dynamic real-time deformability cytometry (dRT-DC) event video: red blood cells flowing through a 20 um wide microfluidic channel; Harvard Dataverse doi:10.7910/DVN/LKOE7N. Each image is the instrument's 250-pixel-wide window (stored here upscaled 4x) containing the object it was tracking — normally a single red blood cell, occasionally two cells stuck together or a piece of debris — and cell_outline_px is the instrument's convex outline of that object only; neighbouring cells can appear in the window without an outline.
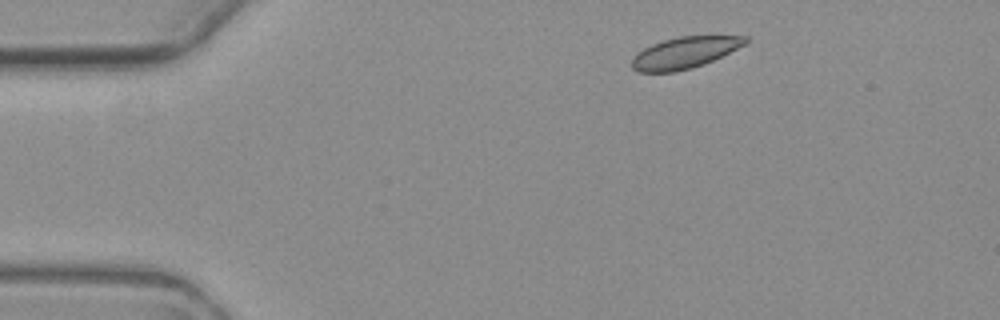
{"species": "common noctule bat (a hibernating species)", "species_latin": "Nyctalus noctula", "temperature_condition": "warm", "stored_images_in_passage": 3, "camera_frame_rate_fps": 3000, "um_per_image_px": 0.085, "animal": {"sex": "female", "body_mass_g": 19.3, "forearm_length_mm": 54.1}, "frame": {"image": 1, "passage_image": 1, "time_ms": 0.0, "image_size_px": [1000, 320], "cell_outline_px": [[748, 40], [744, 44], [704, 64], [692, 68], [676, 72], [640, 72], [632, 68], [632, 60], [636, 52], [652, 44], [664, 40], [680, 36], [748, 36]], "centroid_in_image_um": [58.14, 4.48], "position_along_channel_um": 26.9, "area_um2": 20.52}}